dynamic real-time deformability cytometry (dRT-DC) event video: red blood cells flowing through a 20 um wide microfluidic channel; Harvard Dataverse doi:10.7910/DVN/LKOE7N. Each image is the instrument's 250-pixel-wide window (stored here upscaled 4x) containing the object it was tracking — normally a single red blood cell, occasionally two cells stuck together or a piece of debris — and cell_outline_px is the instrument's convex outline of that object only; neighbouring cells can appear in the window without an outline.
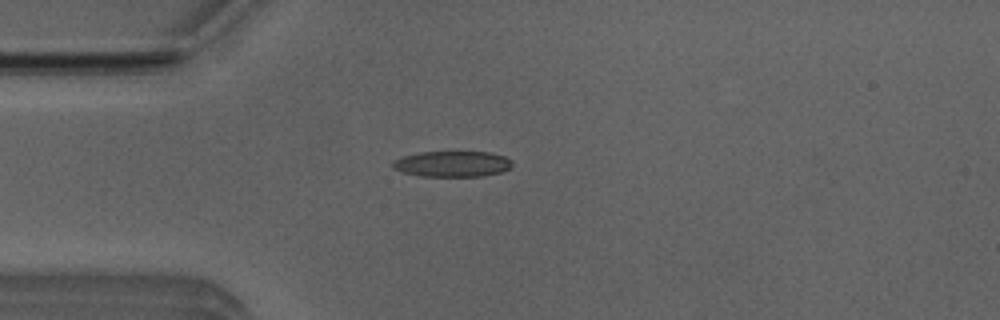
{"species": "Egyptian fruit bat (a non-hibernating species)", "species_latin": "Rousettus aegyptiacus", "temperature_condition": "room temperature", "stored_images_in_passage": 4, "camera_frame_rate_fps": 3000, "um_per_image_px": 0.085, "animal": {"sex": "male"}, "frame": {"image": 1, "passage_image": 4, "time_ms": 1.0, "image_size_px": [1000, 320], "cell_outline_px": [[512, 168], [500, 172], [484, 176], [420, 176], [400, 172], [392, 168], [392, 160], [404, 156], [420, 152], [492, 152], [504, 156], [512, 160]], "centroid_in_image_um": [38.44, 13.93], "position_along_channel_um": 46.6, "area_um2": 18.15}}